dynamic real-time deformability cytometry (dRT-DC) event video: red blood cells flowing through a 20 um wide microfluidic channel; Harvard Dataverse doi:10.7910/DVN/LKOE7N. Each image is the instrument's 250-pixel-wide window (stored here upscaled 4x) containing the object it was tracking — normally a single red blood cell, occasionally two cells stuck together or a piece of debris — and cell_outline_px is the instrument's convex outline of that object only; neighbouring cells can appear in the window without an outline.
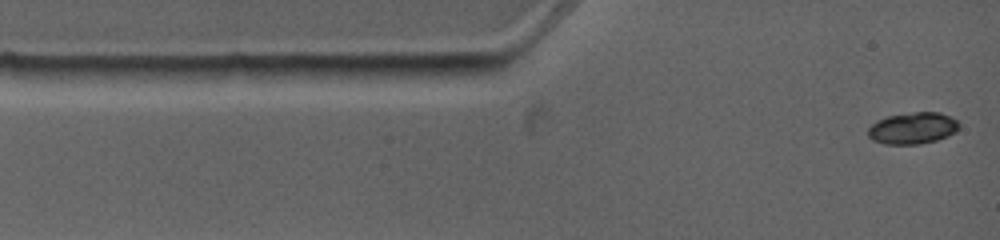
{"species": "common noctule bat (a hibernating species)", "species_latin": "Nyctalus noctula", "temperature_condition": "warm", "stored_images_in_passage": 10, "camera_frame_rate_fps": 4500, "um_per_image_px": 0.085, "animal": {"sex": "female", "body_mass_g": 19.0, "forearm_length_mm": 53.3}, "frame": {"image": 1, "passage_image": 1, "time_ms": 0.0, "image_size_px": [1000, 240], "cell_outline_px": [[960, 128], [956, 132], [948, 136], [936, 140], [916, 144], [884, 144], [872, 140], [868, 136], [868, 128], [876, 120], [888, 116], [912, 112], [940, 112], [956, 120], [960, 124]], "centroid_in_image_um": [77.58, 10.89], "position_along_channel_um": 7.4, "area_um2": 16.82}}
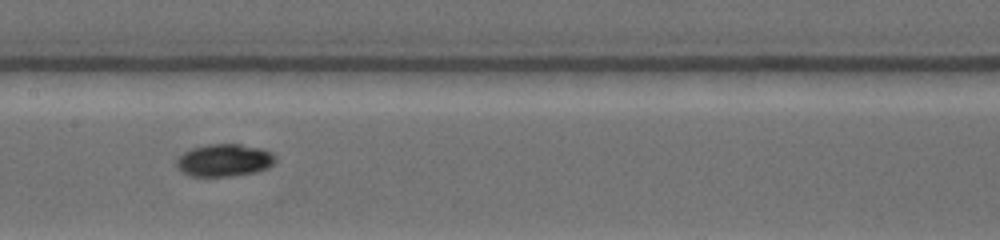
{"frame": {"image": 2, "passage_image": 6, "time_ms": 5.778, "image_size_px": [1000, 240], "cell_outline_px": [[276, 160], [268, 168], [256, 172], [228, 176], [192, 176], [180, 172], [176, 164], [176, 160], [184, 152], [192, 148], [208, 144], [240, 144], [260, 148], [268, 152]], "centroid_in_image_um": [19.01, 13.63], "position_along_channel_um": 188.4, "area_um2": 18.5}}
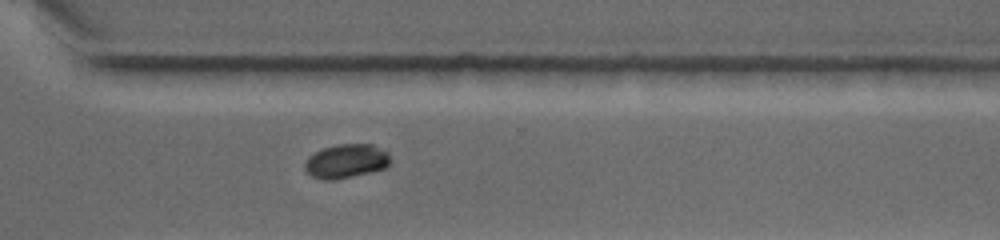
{"frame": {"image": 3, "passage_image": 10, "time_ms": 9.778, "image_size_px": [1000, 240], "cell_outline_px": [[392, 160], [384, 168], [336, 180], [320, 180], [312, 176], [304, 168], [304, 164], [308, 156], [320, 148], [336, 144], [372, 144], [388, 152]], "centroid_in_image_um": [29.39, 13.68], "position_along_channel_um": 341.2, "area_um2": 17.11}}